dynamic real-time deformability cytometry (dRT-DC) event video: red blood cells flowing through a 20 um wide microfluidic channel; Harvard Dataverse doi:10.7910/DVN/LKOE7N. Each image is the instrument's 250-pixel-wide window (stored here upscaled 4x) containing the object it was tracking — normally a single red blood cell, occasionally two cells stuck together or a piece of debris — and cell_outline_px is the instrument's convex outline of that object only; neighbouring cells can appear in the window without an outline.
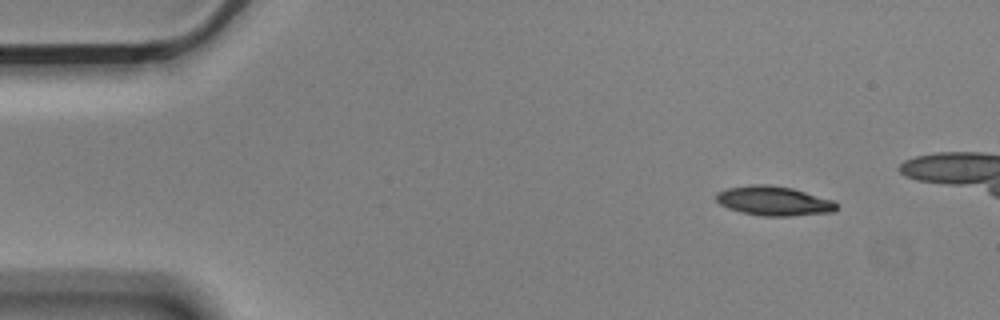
{"species": "Egyptian fruit bat (a non-hibernating species)", "species_latin": "Rousettus aegyptiacus", "temperature_condition": "cold", "stored_images_in_passage": 4, "camera_frame_rate_fps": 3000, "um_per_image_px": 0.085, "animal": {"sex": "male"}, "frame": {"image": 1, "passage_image": 1, "time_ms": 0.0, "image_size_px": [1000, 320], "cell_outline_px": [[836, 208], [832, 212], [788, 216], [760, 216], [740, 212], [728, 208], [720, 204], [716, 200], [716, 192], [728, 188], [752, 184], [768, 184], [792, 188], [832, 200], [836, 204]], "centroid_in_image_um": [65.72, 17.08], "position_along_channel_um": 19.3, "area_um2": 20.52}}